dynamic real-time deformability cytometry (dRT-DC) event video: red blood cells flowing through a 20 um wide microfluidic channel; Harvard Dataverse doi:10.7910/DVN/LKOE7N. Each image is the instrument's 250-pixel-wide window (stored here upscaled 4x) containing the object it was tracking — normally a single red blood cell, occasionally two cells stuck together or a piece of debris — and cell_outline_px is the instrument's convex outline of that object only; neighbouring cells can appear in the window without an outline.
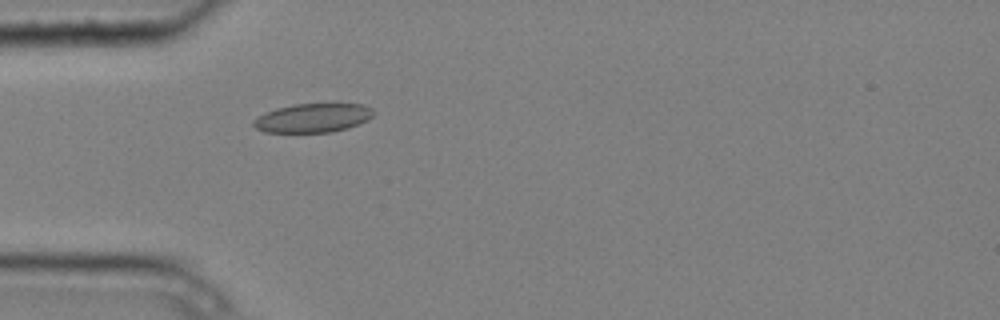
{"species": "common noctule bat (a hibernating species)", "species_latin": "Nyctalus noctula", "temperature_condition": "cold", "stored_images_in_passage": 5, "camera_frame_rate_fps": 3000, "um_per_image_px": 0.085, "animal": {"sex": "male", "body_mass_g": 20.4}, "frame": {"image": 1, "passage_image": 5, "time_ms": 1.333, "image_size_px": [1000, 320], "cell_outline_px": [[376, 112], [368, 120], [348, 128], [332, 132], [264, 132], [256, 128], [252, 124], [252, 120], [276, 108], [292, 104], [364, 104], [372, 108]], "centroid_in_image_um": [26.63, 10.02], "position_along_channel_um": 58.4, "area_um2": 20.23}}